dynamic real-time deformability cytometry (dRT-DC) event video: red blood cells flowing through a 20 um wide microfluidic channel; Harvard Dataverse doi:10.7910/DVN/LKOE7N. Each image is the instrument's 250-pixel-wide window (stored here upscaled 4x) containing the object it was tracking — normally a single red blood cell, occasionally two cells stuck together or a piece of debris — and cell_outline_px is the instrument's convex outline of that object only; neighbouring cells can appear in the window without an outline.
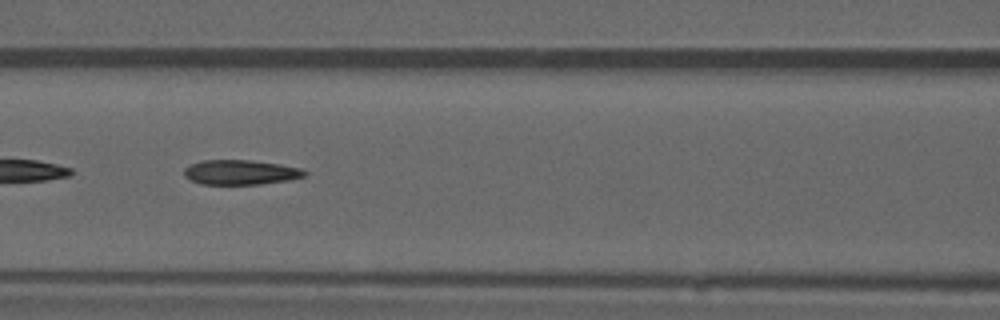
{"species": "common noctule bat (a hibernating species)", "species_latin": "Nyctalus noctula", "temperature_condition": "warm", "stored_images_in_passage": 42, "camera_frame_rate_fps": 3000, "um_per_image_px": 0.085, "animal": {"sex": "male", "forearm_length_mm": 52.5}, "frame": {"image": 1, "passage_image": 13, "time_ms": 4.0, "image_size_px": [1000, 320], "cell_outline_px": [[308, 176], [288, 180], [260, 184], [200, 184], [184, 176], [184, 168], [200, 160], [248, 160], [280, 164], [300, 168], [308, 172]], "centroid_in_image_um": [20.47, 14.64], "position_along_channel_um": 146.1, "area_um2": 17.4}, "authors_computed_cell_mechanics": {"area_um2": 17.9758, "velocity_mm_per_s": 3.9675, "shape_relaxation_time_tau1_ms": null, "shape_relaxation_time_tau2_ms": 2.6236, "deformation_change_tau1": null, "deformation_change_tau2": 0.1227}}